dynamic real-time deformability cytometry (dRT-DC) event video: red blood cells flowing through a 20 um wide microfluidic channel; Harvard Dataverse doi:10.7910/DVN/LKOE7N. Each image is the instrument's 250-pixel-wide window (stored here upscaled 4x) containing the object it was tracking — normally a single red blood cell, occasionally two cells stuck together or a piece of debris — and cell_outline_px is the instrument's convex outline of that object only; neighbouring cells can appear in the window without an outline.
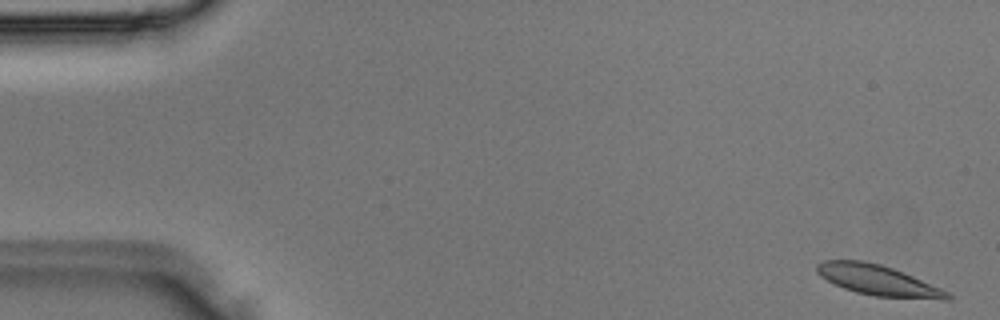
{"species": "Egyptian fruit bat (a non-hibernating species)", "species_latin": "Rousettus aegyptiacus", "temperature_condition": "room temperature", "stored_images_in_passage": 5, "camera_frame_rate_fps": 3000, "um_per_image_px": 0.085, "animal": {"sex": "male"}, "frame": {"image": 1, "passage_image": 1, "time_ms": 0.0, "image_size_px": [1000, 320], "cell_outline_px": [[952, 296], [948, 300], [944, 300], [876, 296], [856, 292], [844, 288], [820, 276], [816, 272], [816, 264], [824, 260], [864, 260], [880, 264], [904, 272], [940, 288], [948, 292]], "centroid_in_image_um": [74.63, 23.81], "position_along_channel_um": 10.4, "area_um2": 23.0}}